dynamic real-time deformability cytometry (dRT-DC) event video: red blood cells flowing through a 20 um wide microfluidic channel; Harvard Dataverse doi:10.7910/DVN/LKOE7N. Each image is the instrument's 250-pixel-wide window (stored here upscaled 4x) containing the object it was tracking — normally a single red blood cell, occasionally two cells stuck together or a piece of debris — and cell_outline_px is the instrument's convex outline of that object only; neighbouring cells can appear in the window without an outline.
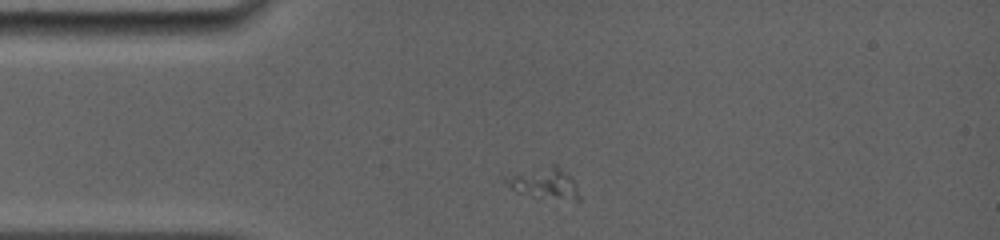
{"species": "common noctule bat (a hibernating species)", "species_latin": "Nyctalus noctula", "temperature_condition": "room temperature", "stored_images_in_passage": 22, "camera_frame_rate_fps": 5000, "um_per_image_px": 0.085, "animal": {"sex": "female", "body_mass_g": 19.0, "forearm_length_mm": 56.7}, "frame": {"image": 1, "passage_image": 1, "time_ms": 0.0, "image_size_px": [1000, 240], "cell_outline_px": [[580, 200], [576, 200], [532, 196], [516, 192], [500, 176], [552, 164], [556, 164], [572, 180], [580, 196]], "centroid_in_image_um": [46.19, 15.55], "position_along_channel_um": 38.8, "area_um2": 13.06}}
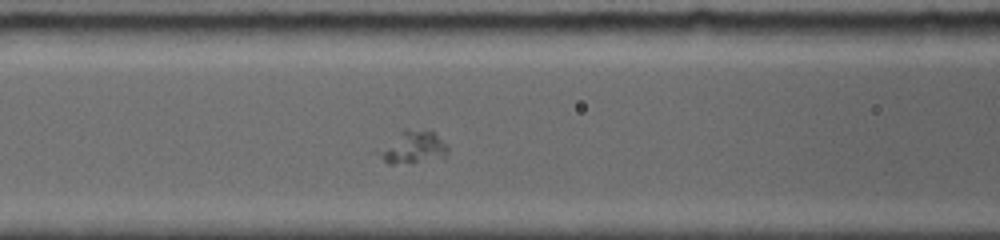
{"frame": {"image": 2, "passage_image": 7, "time_ms": 3.0, "image_size_px": [1000, 240], "cell_outline_px": [[448, 152], [444, 160], [392, 164], [388, 164], [368, 152], [372, 148], [404, 128], [432, 128], [448, 148]], "centroid_in_image_um": [34.96, 12.5], "position_along_channel_um": 131.6, "area_um2": 14.85}}
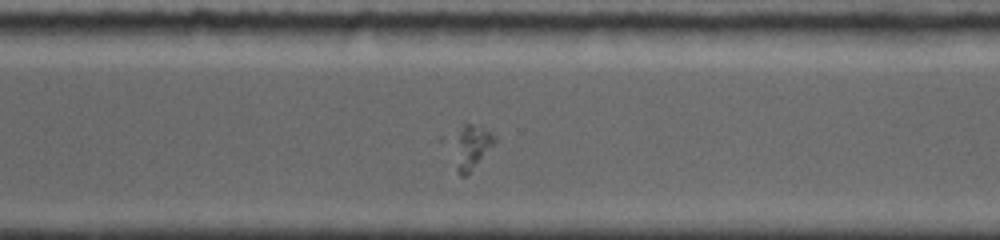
{"frame": {"image": 3, "passage_image": 16, "time_ms": 8.2, "image_size_px": [1000, 240], "cell_outline_px": [[496, 140], [468, 172], [464, 176], [460, 176], [456, 172], [452, 136], [464, 124], [472, 124], [496, 136]], "centroid_in_image_um": [39.97, 12.48], "position_along_channel_um": 330.6, "area_um2": 10.17}}